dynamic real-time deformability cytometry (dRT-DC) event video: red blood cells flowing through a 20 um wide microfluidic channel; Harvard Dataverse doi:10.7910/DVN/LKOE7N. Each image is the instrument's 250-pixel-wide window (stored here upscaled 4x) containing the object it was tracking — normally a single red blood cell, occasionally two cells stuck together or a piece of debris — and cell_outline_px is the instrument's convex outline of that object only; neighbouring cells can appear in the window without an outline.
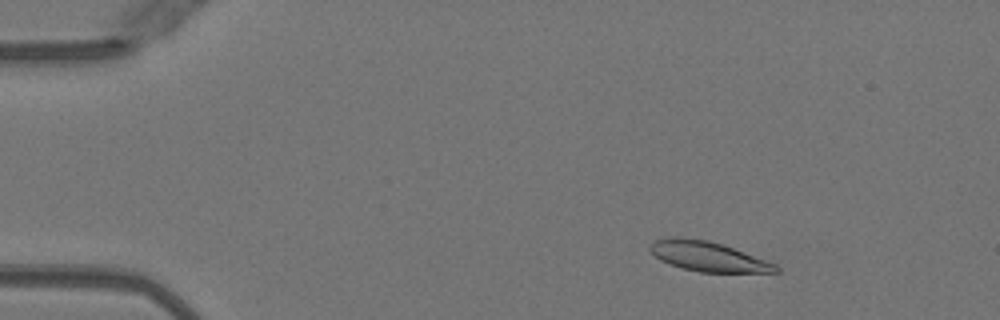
{"species": "Egyptian fruit bat (a non-hibernating species)", "species_latin": "Rousettus aegyptiacus", "temperature_condition": "warm", "stored_images_in_passage": 49, "camera_frame_rate_fps": 3000, "um_per_image_px": 0.085, "animal": {"sex": "female"}, "frame": {"image": 1, "passage_image": 6, "time_ms": 1.667, "image_size_px": [1000, 320], "cell_outline_px": [[780, 272], [700, 272], [680, 268], [660, 260], [648, 248], [656, 240], [672, 236], [676, 236], [708, 240], [732, 248], [776, 264], [780, 268]], "centroid_in_image_um": [60.16, 21.8], "position_along_channel_um": 24.8, "area_um2": 21.56}}
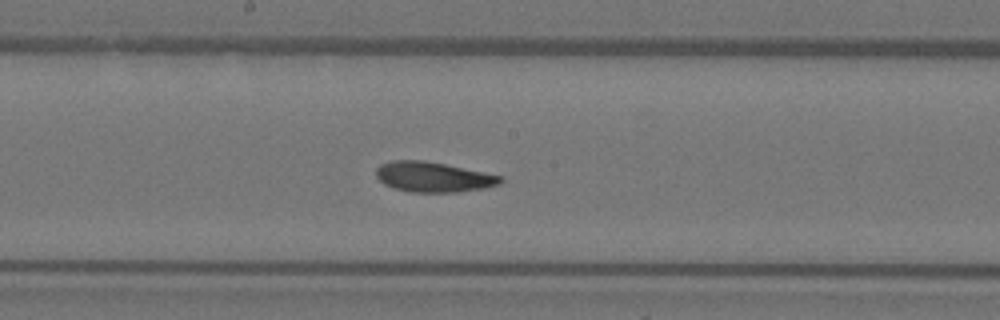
{"frame": {"image": 2, "passage_image": 26, "time_ms": 8.333, "image_size_px": [1000, 320], "cell_outline_px": [[504, 180], [500, 184], [484, 188], [456, 192], [412, 192], [396, 188], [384, 184], [376, 176], [376, 168], [380, 164], [392, 160], [424, 160], [504, 176]], "centroid_in_image_um": [36.84, 15.03], "position_along_channel_um": 211.4, "area_um2": 21.79}}
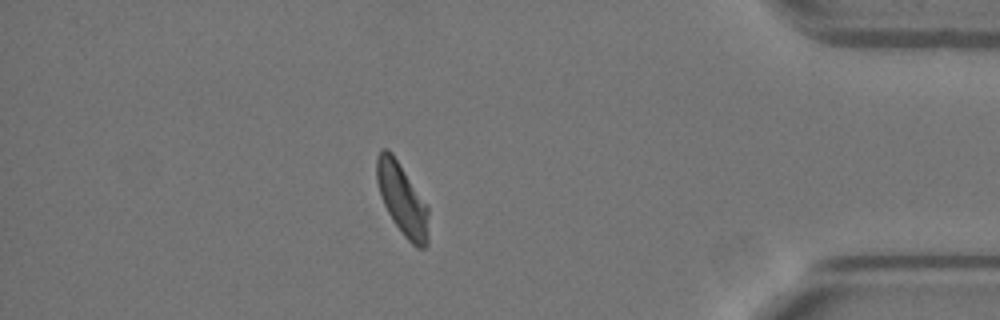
{"frame": {"image": 3, "passage_image": 43, "time_ms": 14.0, "image_size_px": [1000, 320], "cell_outline_px": [[428, 244], [424, 248], [416, 248], [404, 236], [392, 220], [380, 196], [376, 180], [376, 156], [380, 148], [388, 148], [392, 152], [428, 208]], "centroid_in_image_um": [34.16, 16.93], "position_along_channel_um": 401.0, "area_um2": 21.56}, "authors_computed_cell_mechanics": {"area_um2": 21.964, "velocity_mm_per_s": 3.9986, "shape_relaxation_time_tau1_ms": 4.2169, "shape_relaxation_time_tau2_ms": 2.6888, "deformation_change_tau1": 0.1724, "deformation_change_tau2": 0.0952}}